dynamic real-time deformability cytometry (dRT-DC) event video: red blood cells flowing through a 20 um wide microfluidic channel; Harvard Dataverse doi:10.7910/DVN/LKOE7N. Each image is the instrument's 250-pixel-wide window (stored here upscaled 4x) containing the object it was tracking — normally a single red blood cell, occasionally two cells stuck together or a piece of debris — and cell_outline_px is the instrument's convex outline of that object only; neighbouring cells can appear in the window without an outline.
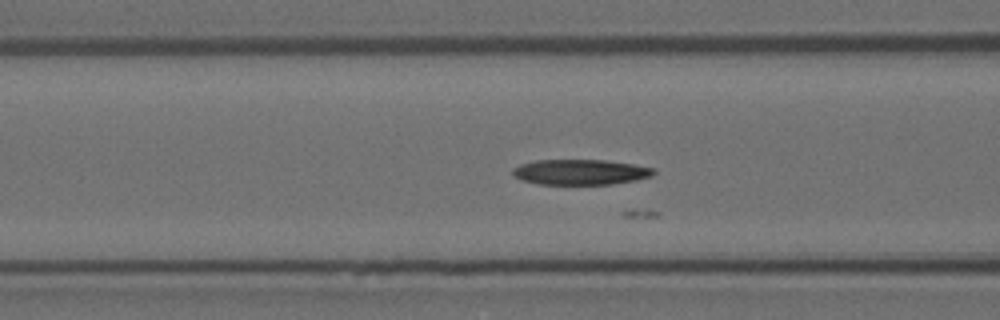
{"species": "Egyptian fruit bat (a non-hibernating species)", "species_latin": "Rousettus aegyptiacus", "temperature_condition": "room temperature", "stored_images_in_passage": 14, "camera_frame_rate_fps": 3000, "um_per_image_px": 0.085, "animal": {"sex": "female"}, "frame": {"image": 1, "passage_image": 5, "time_ms": 1.333, "image_size_px": [1000, 320], "cell_outline_px": [[656, 172], [652, 176], [636, 180], [612, 184], [540, 184], [520, 180], [512, 176], [512, 168], [520, 164], [536, 160], [604, 160], [632, 164], [656, 168]], "centroid_in_image_um": [49.32, 14.62], "position_along_channel_um": 117.3, "area_um2": 20.98}}